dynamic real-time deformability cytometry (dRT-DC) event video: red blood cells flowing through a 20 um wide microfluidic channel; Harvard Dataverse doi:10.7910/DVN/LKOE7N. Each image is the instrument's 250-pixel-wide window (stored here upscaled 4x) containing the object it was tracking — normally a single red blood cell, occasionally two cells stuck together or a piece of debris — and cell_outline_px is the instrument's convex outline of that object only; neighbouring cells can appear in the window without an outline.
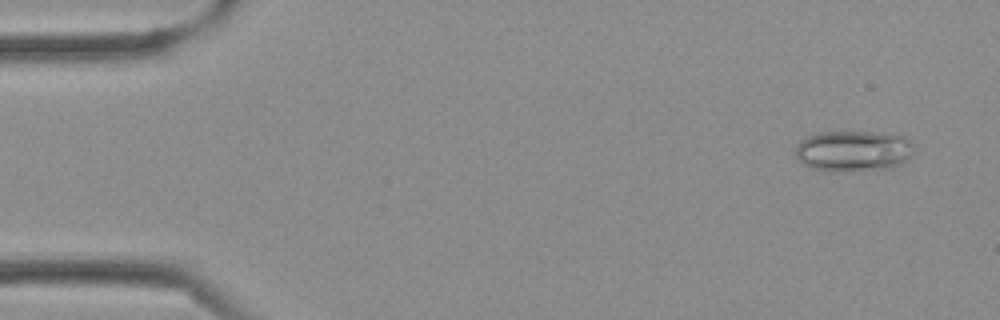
{"species": "Egyptian fruit bat (a non-hibernating species)", "species_latin": "Rousettus aegyptiacus", "temperature_condition": "cold", "stored_images_in_passage": 36, "camera_frame_rate_fps": 3000, "um_per_image_px": 0.085, "frame": {"image": 1, "passage_image": 2, "time_ms": 0.333, "image_size_px": [1000, 320], "cell_outline_px": [[912, 156], [900, 164], [892, 168], [812, 168], [804, 164], [796, 156], [796, 144], [800, 140], [808, 136], [820, 132], [872, 132], [904, 136], [912, 140]], "centroid_in_image_um": [72.57, 12.77], "position_along_channel_um": 12.4, "area_um2": 27.17}}
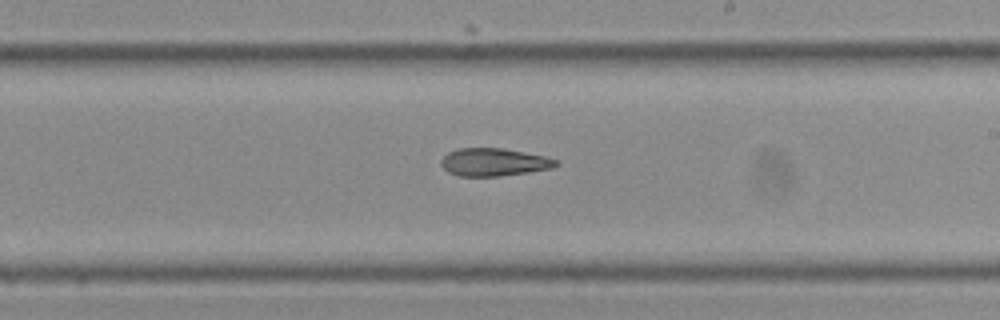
{"frame": {"image": 2, "passage_image": 21, "time_ms": 6.667, "image_size_px": [1000, 320], "cell_outline_px": [[560, 164], [552, 168], [528, 172], [500, 176], [460, 176], [448, 172], [440, 164], [440, 160], [448, 152], [460, 148], [500, 148], [524, 152], [544, 156], [556, 160]], "centroid_in_image_um": [41.96, 13.78], "position_along_channel_um": 247.0, "area_um2": 18.5}}
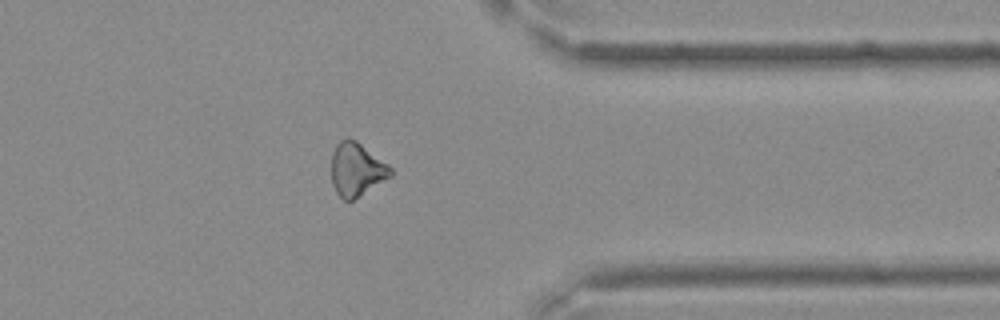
{"frame": {"image": 3, "passage_image": 29, "time_ms": 9.333, "image_size_px": [1000, 320], "cell_outline_px": [[392, 176], [352, 200], [344, 200], [336, 192], [332, 184], [332, 152], [336, 144], [340, 140], [348, 136], [356, 140], [388, 164], [392, 168]], "centroid_in_image_um": [30.3, 14.37], "position_along_channel_um": 381.1, "area_um2": 18.38}}